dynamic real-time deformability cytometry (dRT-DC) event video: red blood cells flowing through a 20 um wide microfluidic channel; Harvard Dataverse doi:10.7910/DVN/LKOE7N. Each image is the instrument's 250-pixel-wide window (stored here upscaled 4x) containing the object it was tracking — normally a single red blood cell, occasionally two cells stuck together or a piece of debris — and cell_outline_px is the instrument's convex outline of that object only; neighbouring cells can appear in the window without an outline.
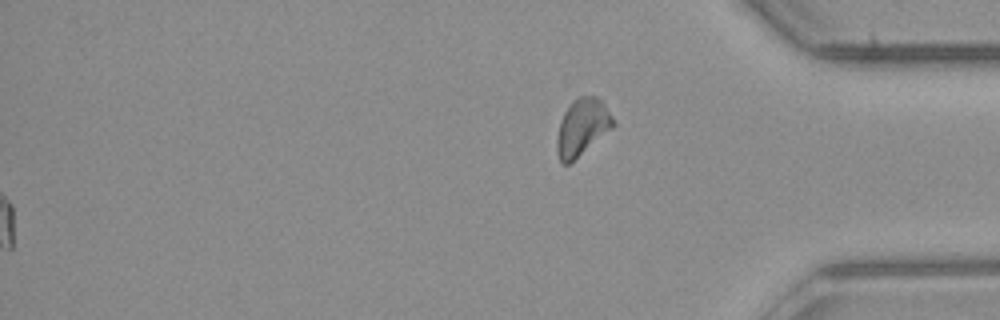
{"species": "common noctule bat (a hibernating species)", "species_latin": "Nyctalus noctula", "temperature_condition": "room temperature", "stored_images_in_passage": 52, "segment_of_instrument_passage": [2, 2], "camera_frame_rate_fps": 3000, "um_per_image_px": 0.085, "animal": {"sex": "male", "body_mass_g": 23.1, "forearm_length_mm": 52.7}, "frame": {"image": 1, "passage_image": 52, "time_ms": 17.0, "image_size_px": [1000, 320], "cell_outline_px": [[616, 124], [612, 128], [568, 164], [560, 164], [556, 152], [556, 140], [560, 120], [564, 112], [580, 96], [596, 96], [604, 104], [612, 116]], "centroid_in_image_um": [49.46, 10.83], "position_along_channel_um": 385.7, "area_um2": 18.26}}